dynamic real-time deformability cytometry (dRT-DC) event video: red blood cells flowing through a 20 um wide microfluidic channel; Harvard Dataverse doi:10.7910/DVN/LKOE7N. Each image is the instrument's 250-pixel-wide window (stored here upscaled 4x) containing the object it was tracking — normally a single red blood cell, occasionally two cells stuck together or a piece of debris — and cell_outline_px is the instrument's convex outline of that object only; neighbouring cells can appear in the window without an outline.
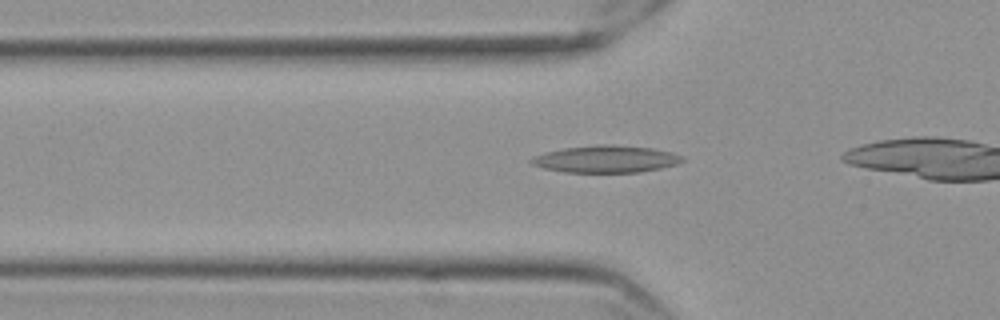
{"species": "Egyptian fruit bat (a non-hibernating species)", "species_latin": "Rousettus aegyptiacus", "temperature_condition": "cold", "stored_images_in_passage": 15, "camera_frame_rate_fps": 3000, "um_per_image_px": 0.085, "frame": {"image": 1, "passage_image": 2, "time_ms": 0.333, "image_size_px": [1000, 320], "cell_outline_px": [[684, 160], [676, 164], [660, 168], [640, 172], [564, 172], [544, 168], [532, 164], [528, 160], [532, 156], [564, 148], [596, 144], [612, 144], [652, 148], [672, 152], [684, 156]], "centroid_in_image_um": [51.51, 13.51], "position_along_channel_um": 74.3, "area_um2": 23.87}}
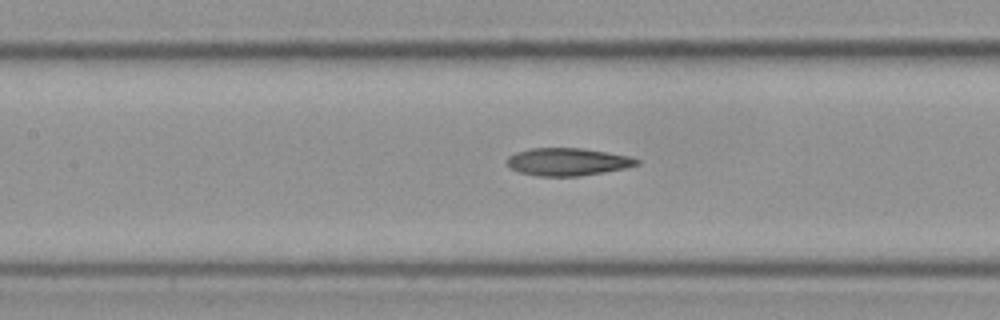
{"frame": {"image": 2, "passage_image": 9, "time_ms": 2.667, "image_size_px": [1000, 320], "cell_outline_px": [[640, 164], [624, 168], [604, 172], [580, 176], [540, 176], [520, 172], [512, 168], [508, 164], [508, 156], [516, 152], [532, 148], [584, 148], [628, 156], [640, 160]], "centroid_in_image_um": [48.27, 13.75], "position_along_channel_um": 159.1, "area_um2": 20.69}}
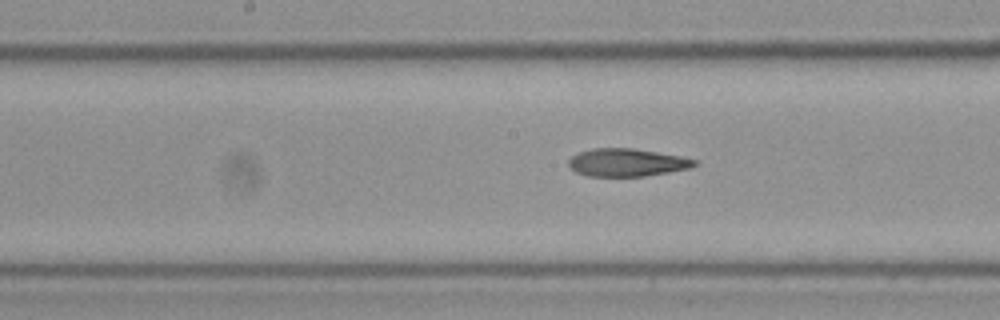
{"frame": {"image": 3, "passage_image": 12, "time_ms": 3.667, "image_size_px": [1000, 320], "cell_outline_px": [[696, 164], [688, 168], [668, 172], [644, 176], [588, 176], [576, 172], [568, 164], [568, 160], [572, 156], [580, 152], [592, 148], [632, 148], [680, 156], [696, 160]], "centroid_in_image_um": [53.25, 13.81], "position_along_channel_um": 195.0, "area_um2": 20.11}}